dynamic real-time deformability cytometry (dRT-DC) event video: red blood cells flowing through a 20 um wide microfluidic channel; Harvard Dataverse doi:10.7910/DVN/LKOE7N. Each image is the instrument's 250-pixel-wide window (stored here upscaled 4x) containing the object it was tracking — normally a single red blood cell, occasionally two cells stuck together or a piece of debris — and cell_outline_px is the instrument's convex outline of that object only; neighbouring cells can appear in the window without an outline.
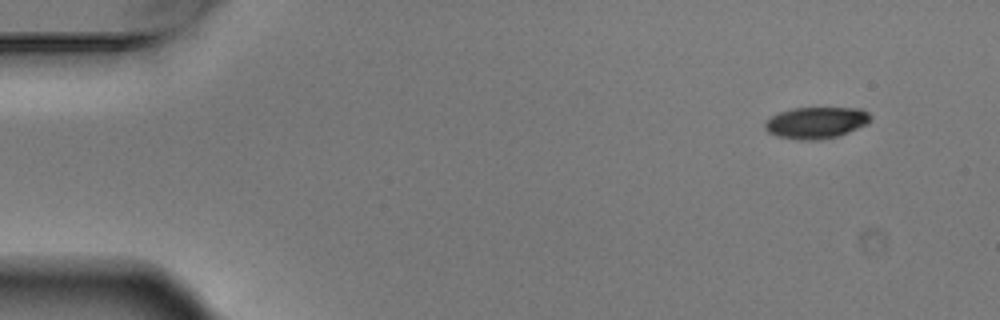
{"species": "Egyptian fruit bat (a non-hibernating species)", "species_latin": "Rousettus aegyptiacus", "temperature_condition": "warm", "stored_images_in_passage": 7, "camera_frame_rate_fps": 3000, "um_per_image_px": 0.085, "animal": {"sex": "male"}, "frame": {"image": 1, "passage_image": 1, "time_ms": 0.0, "image_size_px": [1000, 320], "cell_outline_px": [[872, 120], [868, 124], [848, 132], [836, 136], [816, 140], [800, 140], [780, 136], [768, 132], [764, 128], [764, 124], [772, 116], [780, 112], [792, 108], [860, 108], [868, 112], [872, 116]], "centroid_in_image_um": [69.42, 10.42], "position_along_channel_um": 15.6, "area_um2": 19.31}}
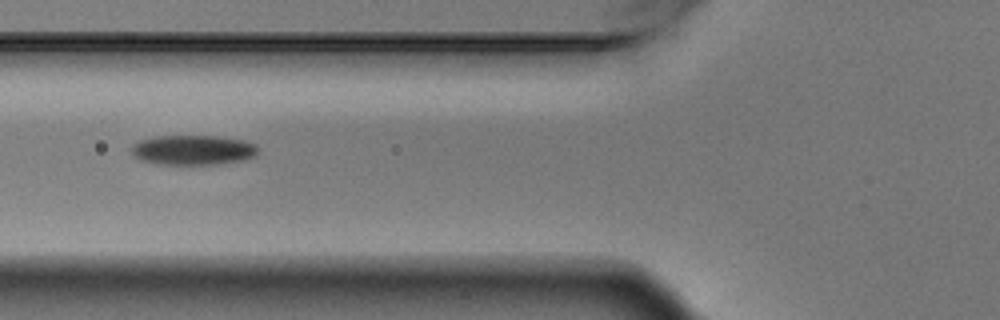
{"frame": {"image": 2, "passage_image": 6, "time_ms": 1.667, "image_size_px": [1000, 320], "cell_outline_px": [[256, 156], [244, 160], [216, 164], [160, 164], [140, 160], [132, 152], [132, 144], [140, 140], [152, 136], [216, 136], [244, 140], [256, 144]], "centroid_in_image_um": [16.4, 12.74], "position_along_channel_um": 109.4, "area_um2": 21.96}}
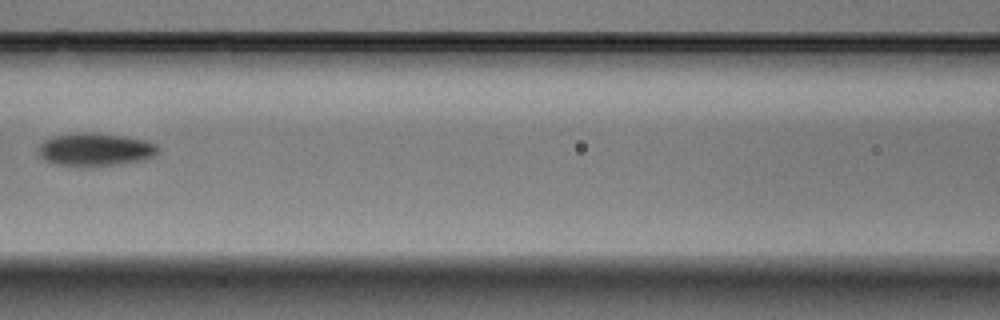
{"frame": {"image": 3, "passage_image": 7, "time_ms": 2.0, "image_size_px": [1000, 320], "cell_outline_px": [[160, 148], [152, 156], [140, 160], [120, 164], [56, 164], [44, 160], [40, 156], [40, 144], [44, 140], [52, 136], [76, 132], [96, 132], [124, 136], [148, 140], [156, 144]], "centroid_in_image_um": [8.11, 12.65], "position_along_channel_um": 158.5, "area_um2": 22.48}}